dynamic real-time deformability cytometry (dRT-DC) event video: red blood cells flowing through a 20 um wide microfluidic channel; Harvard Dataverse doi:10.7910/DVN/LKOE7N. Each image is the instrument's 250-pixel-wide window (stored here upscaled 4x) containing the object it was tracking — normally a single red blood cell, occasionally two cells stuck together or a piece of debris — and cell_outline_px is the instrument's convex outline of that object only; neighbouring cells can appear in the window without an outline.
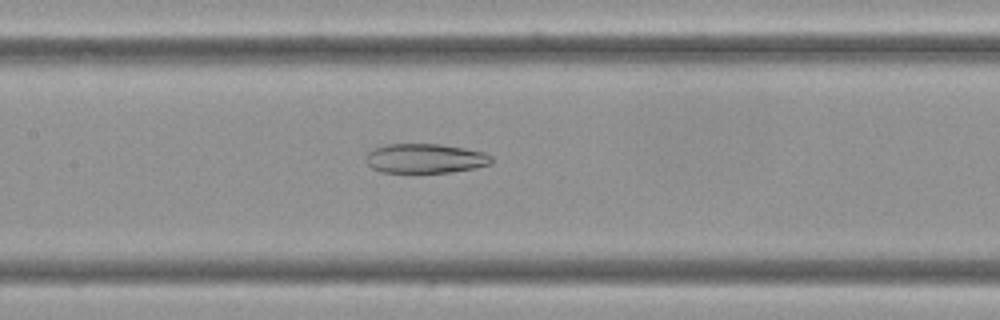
{"species": "Egyptian fruit bat (a non-hibernating species)", "species_latin": "Rousettus aegyptiacus", "temperature_condition": "cold", "stored_images_in_passage": 59, "camera_frame_rate_fps": 3000, "um_per_image_px": 0.085, "frame": {"image": 1, "passage_image": 28, "time_ms": 9.0, "image_size_px": [1000, 320], "cell_outline_px": [[492, 164], [472, 168], [448, 172], [380, 172], [372, 168], [364, 160], [364, 156], [372, 148], [384, 144], [440, 144], [464, 148], [484, 152], [492, 156]], "centroid_in_image_um": [36.09, 13.45], "position_along_channel_um": 171.3, "area_um2": 21.68}}
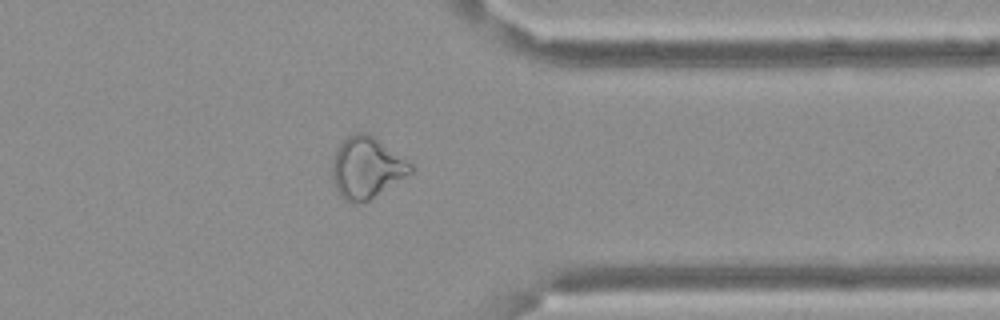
{"frame": {"image": 2, "passage_image": 47, "time_ms": 15.333, "image_size_px": [1000, 320], "cell_outline_px": [[412, 172], [368, 200], [356, 204], [352, 204], [344, 200], [340, 196], [336, 188], [332, 172], [332, 164], [336, 152], [340, 144], [348, 136], [356, 132], [368, 132], [412, 164]], "centroid_in_image_um": [31.14, 14.25], "position_along_channel_um": 380.3, "area_um2": 27.51}}
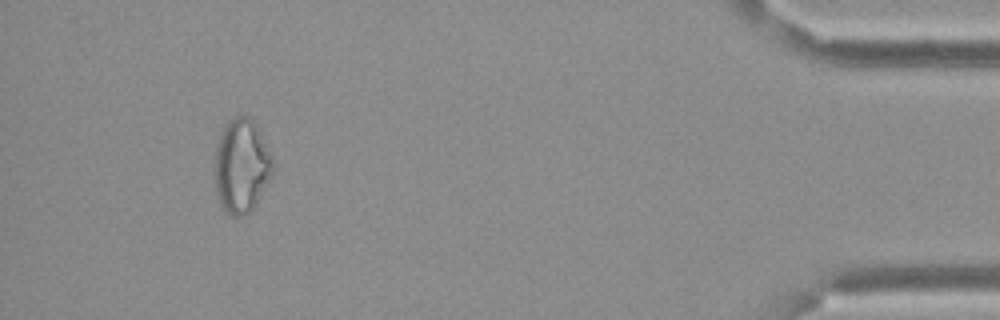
{"frame": {"image": 3, "passage_image": 55, "time_ms": 18.0, "image_size_px": [1000, 320], "cell_outline_px": [[272, 172], [268, 180], [252, 208], [244, 216], [232, 216], [220, 204], [216, 192], [216, 144], [224, 124], [228, 120], [236, 116], [252, 116], [260, 132], [272, 160]], "centroid_in_image_um": [20.5, 14.05], "position_along_channel_um": 414.7, "area_um2": 31.1}}